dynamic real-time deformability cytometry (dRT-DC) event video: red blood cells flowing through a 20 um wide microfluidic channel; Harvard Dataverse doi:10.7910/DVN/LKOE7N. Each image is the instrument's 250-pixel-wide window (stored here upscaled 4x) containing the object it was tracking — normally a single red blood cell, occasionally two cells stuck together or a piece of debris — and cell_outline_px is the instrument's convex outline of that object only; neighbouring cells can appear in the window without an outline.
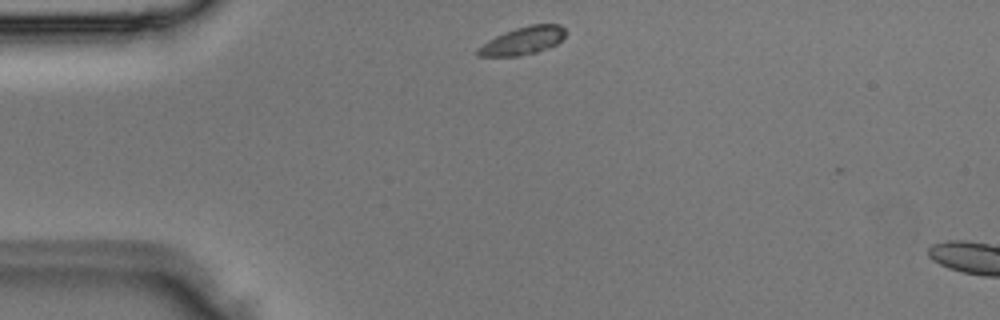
{"species": "Egyptian fruit bat (a non-hibernating species)", "species_latin": "Rousettus aegyptiacus", "temperature_condition": "room temperature", "stored_images_in_passage": 2, "camera_frame_rate_fps": 3000, "um_per_image_px": 0.085, "animal": {"sex": "male"}, "frame": {"image": 1, "passage_image": 1, "time_ms": 0.0, "image_size_px": [1000, 320], "cell_outline_px": [[568, 32], [556, 44], [548, 48], [536, 52], [520, 56], [476, 56], [476, 48], [488, 40], [504, 32], [516, 28], [532, 24], [560, 24]], "centroid_in_image_um": [44.43, 3.46], "position_along_channel_um": 40.6, "area_um2": 14.28}}